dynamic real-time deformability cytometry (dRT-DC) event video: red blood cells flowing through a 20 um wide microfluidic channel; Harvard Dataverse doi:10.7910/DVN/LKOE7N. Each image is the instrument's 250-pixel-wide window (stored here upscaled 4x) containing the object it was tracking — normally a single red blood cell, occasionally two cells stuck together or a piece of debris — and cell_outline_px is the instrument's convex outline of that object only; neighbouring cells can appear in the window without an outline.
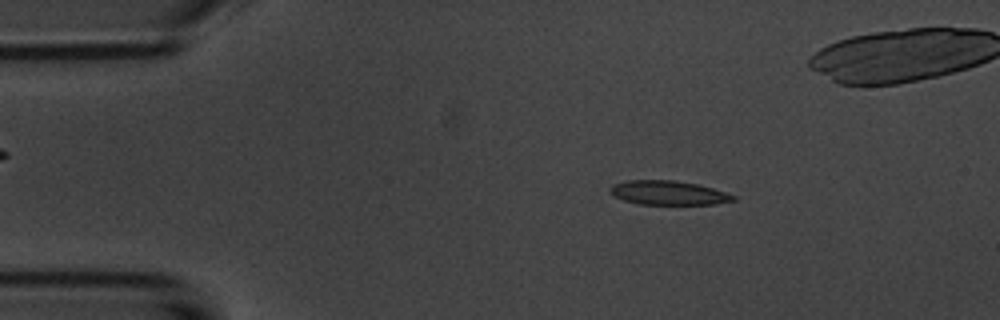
{"species": "common noctule bat (a hibernating species)", "species_latin": "Nyctalus noctula", "temperature_condition": "room temperature", "stored_images_in_passage": 6, "camera_frame_rate_fps": 3000, "um_per_image_px": 0.085, "animal": {"sex": "male", "body_mass_g": 20.1, "forearm_length_mm": 53.5}, "frame": {"image": 1, "passage_image": 1, "time_ms": 0.0, "image_size_px": [1000, 320], "cell_outline_px": [[736, 200], [712, 204], [636, 204], [624, 200], [616, 196], [608, 188], [612, 184], [628, 180], [672, 180], [696, 184], [728, 192], [736, 196]], "centroid_in_image_um": [56.82, 16.39], "position_along_channel_um": 28.2, "area_um2": 17.22}}
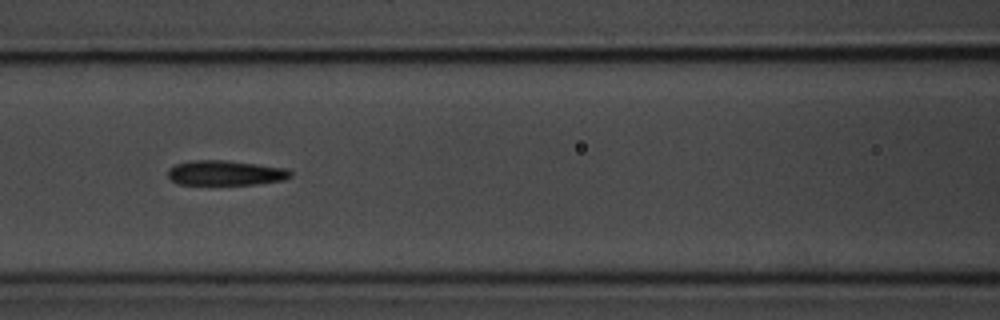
{"frame": {"image": 2, "passage_image": 5, "time_ms": 4.667, "image_size_px": [1000, 320], "cell_outline_px": [[292, 176], [284, 180], [256, 184], [180, 184], [172, 180], [168, 176], [168, 168], [176, 164], [192, 160], [224, 160], [288, 168], [292, 172]], "centroid_in_image_um": [19.19, 14.69], "position_along_channel_um": 147.4, "area_um2": 17.74}}
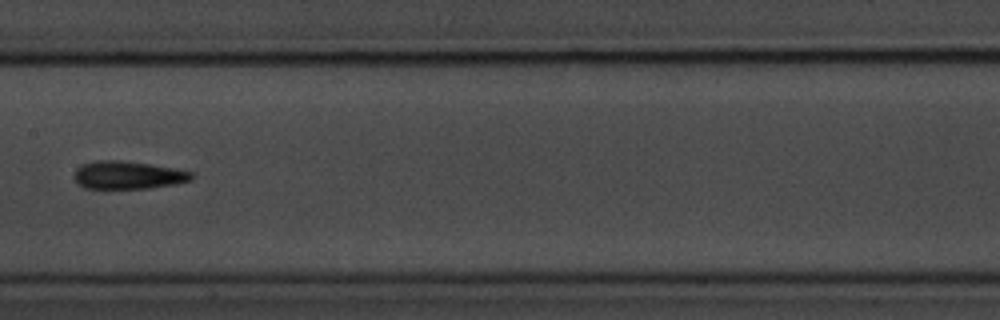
{"frame": {"image": 3, "passage_image": 6, "time_ms": 6.0, "image_size_px": [1000, 320], "cell_outline_px": [[192, 180], [176, 184], [148, 188], [84, 188], [76, 184], [72, 176], [76, 168], [80, 164], [96, 160], [120, 160], [148, 164], [172, 168], [192, 172]], "centroid_in_image_um": [10.79, 14.88], "position_along_channel_um": 196.6, "area_um2": 19.19}}